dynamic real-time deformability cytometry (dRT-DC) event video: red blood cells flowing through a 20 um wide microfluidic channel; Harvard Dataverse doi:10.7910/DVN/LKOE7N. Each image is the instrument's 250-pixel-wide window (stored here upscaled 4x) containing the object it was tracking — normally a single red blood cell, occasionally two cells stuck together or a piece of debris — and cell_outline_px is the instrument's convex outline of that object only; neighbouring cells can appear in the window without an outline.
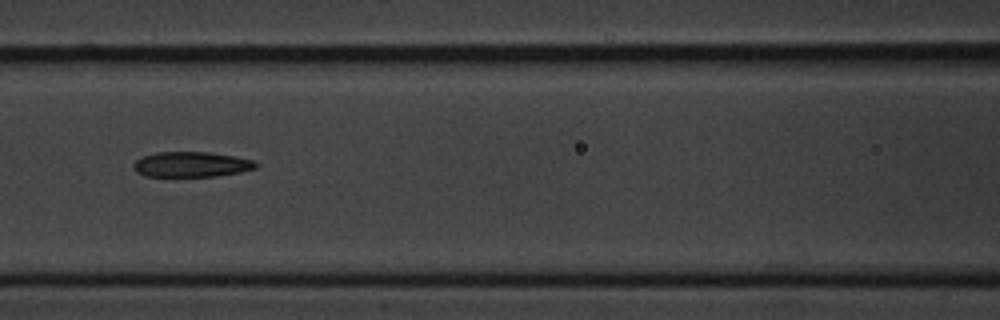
{"species": "common noctule bat (a hibernating species)", "species_latin": "Nyctalus noctula", "temperature_condition": "cold", "stored_images_in_passage": 11, "camera_frame_rate_fps": 3000, "um_per_image_px": 0.085, "animal": {"sex": "male", "body_mass_g": 20.1, "forearm_length_mm": 53.5}, "frame": {"image": 1, "passage_image": 7, "time_ms": 7.667, "image_size_px": [1000, 320], "cell_outline_px": [[256, 168], [240, 172], [216, 176], [144, 176], [136, 172], [132, 168], [132, 164], [136, 160], [144, 156], [156, 152], [208, 152], [236, 156], [252, 160], [256, 164]], "centroid_in_image_um": [16.22, 13.97], "position_along_channel_um": 150.4, "area_um2": 17.98}}
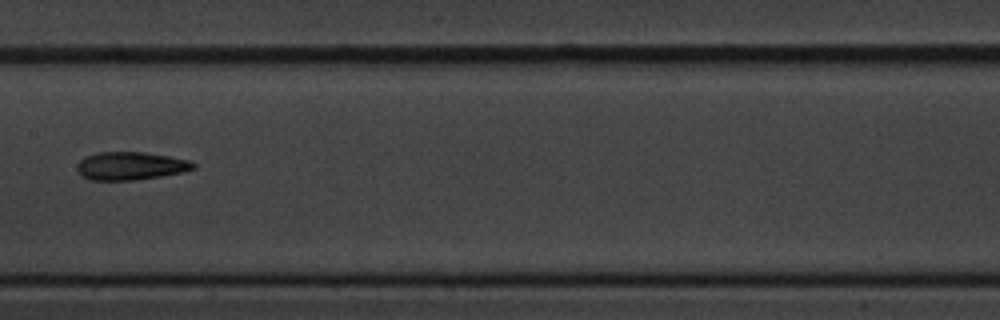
{"frame": {"image": 2, "passage_image": 8, "time_ms": 9.0, "image_size_px": [1000, 320], "cell_outline_px": [[196, 168], [184, 172], [136, 180], [88, 180], [76, 168], [76, 164], [84, 156], [96, 152], [144, 152], [192, 160], [196, 164]], "centroid_in_image_um": [11.12, 14.09], "position_along_channel_um": 196.3, "area_um2": 19.19}}
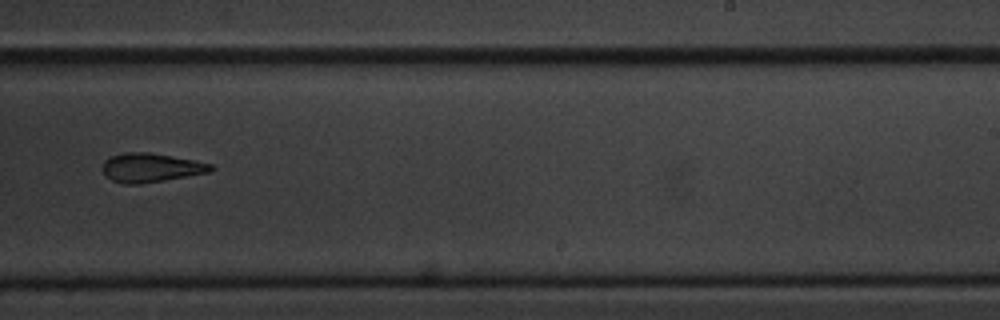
{"frame": {"image": 3, "passage_image": 10, "time_ms": 11.333, "image_size_px": [1000, 320], "cell_outline_px": [[216, 168], [208, 172], [164, 180], [140, 184], [124, 184], [112, 180], [104, 176], [104, 160], [112, 156], [124, 152], [148, 152], [196, 160], [212, 164]], "centroid_in_image_um": [12.83, 14.25], "position_along_channel_um": 276.2, "area_um2": 18.21}}